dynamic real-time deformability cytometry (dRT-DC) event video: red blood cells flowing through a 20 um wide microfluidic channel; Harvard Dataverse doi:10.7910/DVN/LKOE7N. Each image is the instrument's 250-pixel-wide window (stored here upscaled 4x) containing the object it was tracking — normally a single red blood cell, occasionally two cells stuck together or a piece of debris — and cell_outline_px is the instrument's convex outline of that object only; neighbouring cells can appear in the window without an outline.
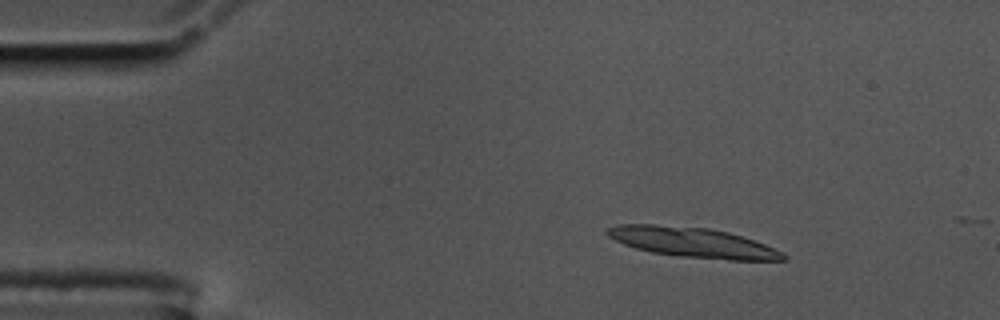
{"species": "common noctule bat (a hibernating species)", "species_latin": "Nyctalus noctula", "temperature_condition": "cold", "stored_images_in_passage": 6, "camera_frame_rate_fps": 3000, "um_per_image_px": 0.085, "animal": {"sex": "male", "body_mass_g": 17.5, "forearm_length_mm": 52.3}, "frame": {"image": 1, "passage_image": 1, "time_ms": 0.0, "image_size_px": [1000, 320], "cell_outline_px": [[788, 256], [784, 260], [728, 260], [680, 256], [652, 252], [636, 248], [624, 244], [608, 236], [604, 232], [608, 228], [616, 224], [652, 224], [708, 228], [728, 232], [764, 244], [784, 252]], "centroid_in_image_um": [58.87, 20.6], "position_along_channel_um": 26.1, "area_um2": 30.52}}